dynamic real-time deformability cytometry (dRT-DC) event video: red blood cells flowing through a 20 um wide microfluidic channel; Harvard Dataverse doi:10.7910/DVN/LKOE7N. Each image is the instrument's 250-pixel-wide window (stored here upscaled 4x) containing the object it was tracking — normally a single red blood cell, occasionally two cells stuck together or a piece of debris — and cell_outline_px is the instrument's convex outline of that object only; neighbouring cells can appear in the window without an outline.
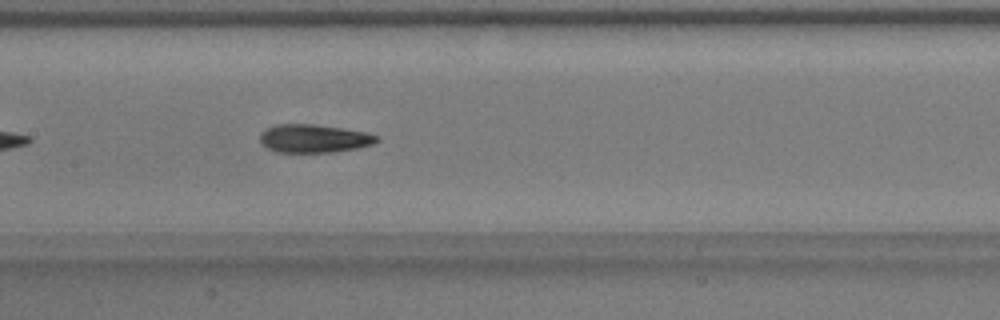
{"species": "common noctule bat (a hibernating species)", "species_latin": "Nyctalus noctula", "temperature_condition": "warm", "stored_images_in_passage": 38, "camera_frame_rate_fps": 3000, "um_per_image_px": 0.085, "animal": {"sex": "male", "body_mass_g": 17.9}, "frame": {"image": 1, "passage_image": 12, "time_ms": 3.667, "image_size_px": [1000, 320], "cell_outline_px": [[380, 140], [372, 144], [356, 148], [336, 152], [276, 152], [260, 144], [260, 132], [264, 128], [276, 124], [316, 124], [364, 132], [380, 136]], "centroid_in_image_um": [26.64, 11.77], "position_along_channel_um": 180.8, "area_um2": 19.36}}
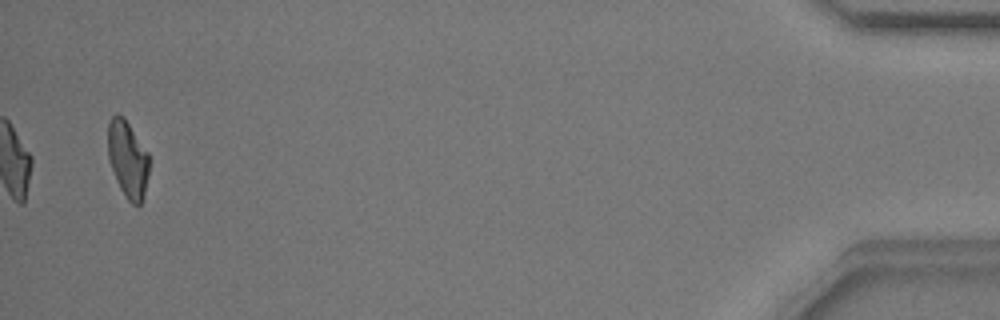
{"frame": {"image": 2, "passage_image": 38, "time_ms": 12.333, "image_size_px": [1000, 320], "cell_outline_px": [[148, 176], [144, 192], [140, 204], [136, 208], [128, 200], [120, 188], [116, 180], [108, 156], [108, 120], [116, 112], [124, 116], [148, 152]], "centroid_in_image_um": [10.84, 13.49], "position_along_channel_um": 424.4, "area_um2": 18.5}, "authors_computed_cell_mechanics": {"area_um2": 19.3919, "velocity_mm_per_s": 3.8036, "shape_relaxation_time_tau1_ms": 4.3918, "shape_relaxation_time_tau2_ms": 2.7515, "deformation_change_tau1": 0.1816, "deformation_change_tau2": 0.1067}}